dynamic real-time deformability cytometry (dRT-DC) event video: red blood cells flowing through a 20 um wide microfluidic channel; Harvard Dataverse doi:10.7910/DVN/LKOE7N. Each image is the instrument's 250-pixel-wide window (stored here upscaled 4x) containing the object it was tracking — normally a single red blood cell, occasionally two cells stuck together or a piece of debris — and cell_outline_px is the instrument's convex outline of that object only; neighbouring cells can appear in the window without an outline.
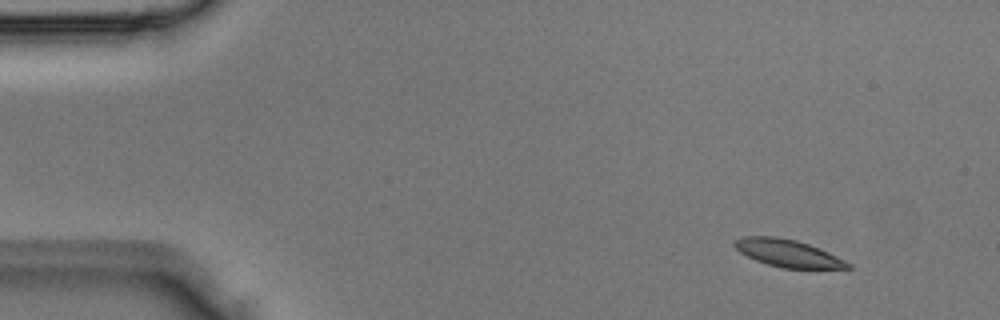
{"species": "Egyptian fruit bat (a non-hibernating species)", "species_latin": "Rousettus aegyptiacus", "temperature_condition": "room temperature", "stored_images_in_passage": 3, "camera_frame_rate_fps": 3000, "um_per_image_px": 0.085, "animal": {"sex": "male"}, "frame": {"image": 1, "passage_image": 1, "time_ms": 0.0, "image_size_px": [1000, 320], "cell_outline_px": [[852, 268], [780, 268], [756, 260], [740, 252], [732, 244], [732, 240], [744, 236], [776, 236], [796, 240], [808, 244], [828, 252], [852, 264]], "centroid_in_image_um": [66.93, 21.51], "position_along_channel_um": 18.1, "area_um2": 17.98}}